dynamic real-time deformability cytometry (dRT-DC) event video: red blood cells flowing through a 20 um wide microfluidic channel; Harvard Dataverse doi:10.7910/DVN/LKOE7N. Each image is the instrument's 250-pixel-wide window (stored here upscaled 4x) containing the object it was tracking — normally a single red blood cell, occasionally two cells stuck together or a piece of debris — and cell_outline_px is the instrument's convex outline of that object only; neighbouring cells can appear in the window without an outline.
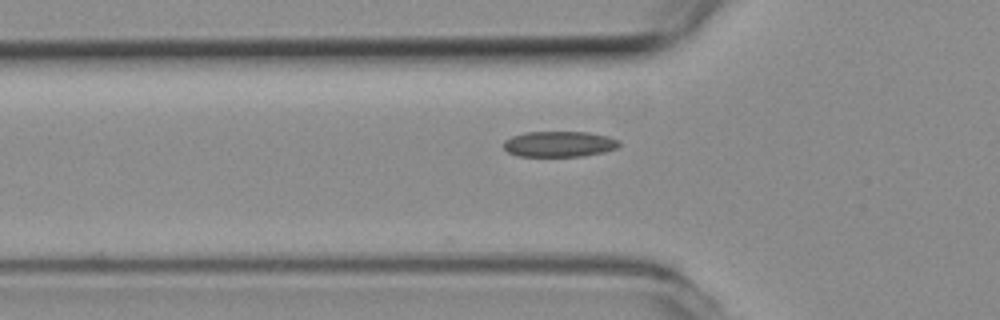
{"species": "common noctule bat (a hibernating species)", "species_latin": "Nyctalus noctula", "temperature_condition": "room temperature", "stored_images_in_passage": 7, "camera_frame_rate_fps": 3000, "um_per_image_px": 0.085, "animal": {"sex": "female", "body_mass_g": 19.3, "forearm_length_mm": 54.1}, "frame": {"image": 1, "passage_image": 7, "time_ms": 2.0, "image_size_px": [1000, 320], "cell_outline_px": [[620, 144], [616, 148], [604, 152], [580, 156], [520, 156], [508, 152], [504, 148], [504, 140], [512, 136], [524, 132], [588, 132], [608, 136], [620, 140]], "centroid_in_image_um": [47.54, 12.23], "position_along_channel_um": 78.3, "area_um2": 17.28}}